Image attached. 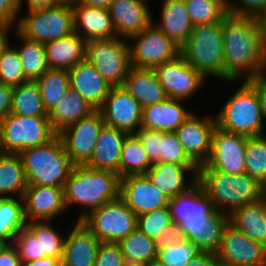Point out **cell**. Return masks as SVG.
Instances as JSON below:
<instances>
[{"label": "cell", "mask_w": 266, "mask_h": 266, "mask_svg": "<svg viewBox=\"0 0 266 266\" xmlns=\"http://www.w3.org/2000/svg\"><path fill=\"white\" fill-rule=\"evenodd\" d=\"M216 127L215 115L202 119L194 112L175 131L187 155L198 166L203 165L209 158L212 135Z\"/></svg>", "instance_id": "18"}, {"label": "cell", "mask_w": 266, "mask_h": 266, "mask_svg": "<svg viewBox=\"0 0 266 266\" xmlns=\"http://www.w3.org/2000/svg\"><path fill=\"white\" fill-rule=\"evenodd\" d=\"M99 245L100 241L93 233L81 221H76L65 238V266H94Z\"/></svg>", "instance_id": "27"}, {"label": "cell", "mask_w": 266, "mask_h": 266, "mask_svg": "<svg viewBox=\"0 0 266 266\" xmlns=\"http://www.w3.org/2000/svg\"><path fill=\"white\" fill-rule=\"evenodd\" d=\"M153 23L180 48L194 28L184 0H163L161 20Z\"/></svg>", "instance_id": "29"}, {"label": "cell", "mask_w": 266, "mask_h": 266, "mask_svg": "<svg viewBox=\"0 0 266 266\" xmlns=\"http://www.w3.org/2000/svg\"><path fill=\"white\" fill-rule=\"evenodd\" d=\"M68 72L70 88L77 91L95 110H99L111 89L107 81L86 59Z\"/></svg>", "instance_id": "24"}, {"label": "cell", "mask_w": 266, "mask_h": 266, "mask_svg": "<svg viewBox=\"0 0 266 266\" xmlns=\"http://www.w3.org/2000/svg\"><path fill=\"white\" fill-rule=\"evenodd\" d=\"M128 40H133L129 42L130 63L136 68L154 69L162 63L175 59L181 51V48L153 22Z\"/></svg>", "instance_id": "12"}, {"label": "cell", "mask_w": 266, "mask_h": 266, "mask_svg": "<svg viewBox=\"0 0 266 266\" xmlns=\"http://www.w3.org/2000/svg\"><path fill=\"white\" fill-rule=\"evenodd\" d=\"M99 111L106 125L128 134L141 128L143 107L122 86L111 87Z\"/></svg>", "instance_id": "16"}, {"label": "cell", "mask_w": 266, "mask_h": 266, "mask_svg": "<svg viewBox=\"0 0 266 266\" xmlns=\"http://www.w3.org/2000/svg\"><path fill=\"white\" fill-rule=\"evenodd\" d=\"M197 182L220 213L253 203L264 196V187L247 173L229 174L215 169H198Z\"/></svg>", "instance_id": "3"}, {"label": "cell", "mask_w": 266, "mask_h": 266, "mask_svg": "<svg viewBox=\"0 0 266 266\" xmlns=\"http://www.w3.org/2000/svg\"><path fill=\"white\" fill-rule=\"evenodd\" d=\"M104 124L101 112L95 110L58 133L74 166L89 162Z\"/></svg>", "instance_id": "14"}, {"label": "cell", "mask_w": 266, "mask_h": 266, "mask_svg": "<svg viewBox=\"0 0 266 266\" xmlns=\"http://www.w3.org/2000/svg\"><path fill=\"white\" fill-rule=\"evenodd\" d=\"M233 3L228 1V13L235 16L260 18L266 13V0H238Z\"/></svg>", "instance_id": "50"}, {"label": "cell", "mask_w": 266, "mask_h": 266, "mask_svg": "<svg viewBox=\"0 0 266 266\" xmlns=\"http://www.w3.org/2000/svg\"><path fill=\"white\" fill-rule=\"evenodd\" d=\"M113 0H77L71 4H84L87 6L107 8Z\"/></svg>", "instance_id": "61"}, {"label": "cell", "mask_w": 266, "mask_h": 266, "mask_svg": "<svg viewBox=\"0 0 266 266\" xmlns=\"http://www.w3.org/2000/svg\"><path fill=\"white\" fill-rule=\"evenodd\" d=\"M228 0H184L194 26L220 22L228 14Z\"/></svg>", "instance_id": "40"}, {"label": "cell", "mask_w": 266, "mask_h": 266, "mask_svg": "<svg viewBox=\"0 0 266 266\" xmlns=\"http://www.w3.org/2000/svg\"><path fill=\"white\" fill-rule=\"evenodd\" d=\"M247 136L216 127L208 160L199 169H215L233 175L245 173Z\"/></svg>", "instance_id": "15"}, {"label": "cell", "mask_w": 266, "mask_h": 266, "mask_svg": "<svg viewBox=\"0 0 266 266\" xmlns=\"http://www.w3.org/2000/svg\"><path fill=\"white\" fill-rule=\"evenodd\" d=\"M248 81L255 87L257 91L260 106L262 109L263 119L264 121H266V73L248 79Z\"/></svg>", "instance_id": "56"}, {"label": "cell", "mask_w": 266, "mask_h": 266, "mask_svg": "<svg viewBox=\"0 0 266 266\" xmlns=\"http://www.w3.org/2000/svg\"><path fill=\"white\" fill-rule=\"evenodd\" d=\"M156 162L198 166L186 153L175 132H162L159 141V159Z\"/></svg>", "instance_id": "44"}, {"label": "cell", "mask_w": 266, "mask_h": 266, "mask_svg": "<svg viewBox=\"0 0 266 266\" xmlns=\"http://www.w3.org/2000/svg\"><path fill=\"white\" fill-rule=\"evenodd\" d=\"M56 135L48 116L8 114L0 122V148L3 153H19L46 144Z\"/></svg>", "instance_id": "9"}, {"label": "cell", "mask_w": 266, "mask_h": 266, "mask_svg": "<svg viewBox=\"0 0 266 266\" xmlns=\"http://www.w3.org/2000/svg\"><path fill=\"white\" fill-rule=\"evenodd\" d=\"M27 186V178L19 154L1 152L0 198L13 197L16 193L18 197H23Z\"/></svg>", "instance_id": "33"}, {"label": "cell", "mask_w": 266, "mask_h": 266, "mask_svg": "<svg viewBox=\"0 0 266 266\" xmlns=\"http://www.w3.org/2000/svg\"><path fill=\"white\" fill-rule=\"evenodd\" d=\"M19 12V0H0V22L16 25Z\"/></svg>", "instance_id": "53"}, {"label": "cell", "mask_w": 266, "mask_h": 266, "mask_svg": "<svg viewBox=\"0 0 266 266\" xmlns=\"http://www.w3.org/2000/svg\"><path fill=\"white\" fill-rule=\"evenodd\" d=\"M107 8L121 38L129 39L153 22L146 0H113Z\"/></svg>", "instance_id": "21"}, {"label": "cell", "mask_w": 266, "mask_h": 266, "mask_svg": "<svg viewBox=\"0 0 266 266\" xmlns=\"http://www.w3.org/2000/svg\"><path fill=\"white\" fill-rule=\"evenodd\" d=\"M154 72L168 98L186 100L200 88L205 77L188 64L180 54L175 59L156 66Z\"/></svg>", "instance_id": "17"}, {"label": "cell", "mask_w": 266, "mask_h": 266, "mask_svg": "<svg viewBox=\"0 0 266 266\" xmlns=\"http://www.w3.org/2000/svg\"><path fill=\"white\" fill-rule=\"evenodd\" d=\"M27 185L64 187L73 164L57 134L48 143L22 150Z\"/></svg>", "instance_id": "4"}, {"label": "cell", "mask_w": 266, "mask_h": 266, "mask_svg": "<svg viewBox=\"0 0 266 266\" xmlns=\"http://www.w3.org/2000/svg\"><path fill=\"white\" fill-rule=\"evenodd\" d=\"M93 111L95 109L77 91L69 88L62 100L48 113V117L53 130L58 134Z\"/></svg>", "instance_id": "32"}, {"label": "cell", "mask_w": 266, "mask_h": 266, "mask_svg": "<svg viewBox=\"0 0 266 266\" xmlns=\"http://www.w3.org/2000/svg\"><path fill=\"white\" fill-rule=\"evenodd\" d=\"M125 264L118 243L100 242L94 266H125Z\"/></svg>", "instance_id": "49"}, {"label": "cell", "mask_w": 266, "mask_h": 266, "mask_svg": "<svg viewBox=\"0 0 266 266\" xmlns=\"http://www.w3.org/2000/svg\"><path fill=\"white\" fill-rule=\"evenodd\" d=\"M15 29L27 39L47 43L74 33L72 4L62 2L57 6L28 11L18 18Z\"/></svg>", "instance_id": "8"}, {"label": "cell", "mask_w": 266, "mask_h": 266, "mask_svg": "<svg viewBox=\"0 0 266 266\" xmlns=\"http://www.w3.org/2000/svg\"><path fill=\"white\" fill-rule=\"evenodd\" d=\"M264 196L266 197V188H264Z\"/></svg>", "instance_id": "66"}, {"label": "cell", "mask_w": 266, "mask_h": 266, "mask_svg": "<svg viewBox=\"0 0 266 266\" xmlns=\"http://www.w3.org/2000/svg\"><path fill=\"white\" fill-rule=\"evenodd\" d=\"M22 198L27 222L51 221L66 211L64 187L28 185Z\"/></svg>", "instance_id": "20"}, {"label": "cell", "mask_w": 266, "mask_h": 266, "mask_svg": "<svg viewBox=\"0 0 266 266\" xmlns=\"http://www.w3.org/2000/svg\"><path fill=\"white\" fill-rule=\"evenodd\" d=\"M24 0H19V7L21 10V7ZM28 11L36 10V9H42V8H50L57 6L58 4L62 3V0H26Z\"/></svg>", "instance_id": "58"}, {"label": "cell", "mask_w": 266, "mask_h": 266, "mask_svg": "<svg viewBox=\"0 0 266 266\" xmlns=\"http://www.w3.org/2000/svg\"><path fill=\"white\" fill-rule=\"evenodd\" d=\"M24 266H65L63 258L55 259L52 257H44L26 263Z\"/></svg>", "instance_id": "59"}, {"label": "cell", "mask_w": 266, "mask_h": 266, "mask_svg": "<svg viewBox=\"0 0 266 266\" xmlns=\"http://www.w3.org/2000/svg\"><path fill=\"white\" fill-rule=\"evenodd\" d=\"M113 37L86 43L85 59L111 87L122 86L131 67L129 41Z\"/></svg>", "instance_id": "10"}, {"label": "cell", "mask_w": 266, "mask_h": 266, "mask_svg": "<svg viewBox=\"0 0 266 266\" xmlns=\"http://www.w3.org/2000/svg\"><path fill=\"white\" fill-rule=\"evenodd\" d=\"M13 86L0 83V122L10 113Z\"/></svg>", "instance_id": "55"}, {"label": "cell", "mask_w": 266, "mask_h": 266, "mask_svg": "<svg viewBox=\"0 0 266 266\" xmlns=\"http://www.w3.org/2000/svg\"><path fill=\"white\" fill-rule=\"evenodd\" d=\"M199 166H186L169 162H154L145 173L152 185L170 199L188 191L197 182ZM192 173L189 184L185 174ZM188 184V185H187Z\"/></svg>", "instance_id": "22"}, {"label": "cell", "mask_w": 266, "mask_h": 266, "mask_svg": "<svg viewBox=\"0 0 266 266\" xmlns=\"http://www.w3.org/2000/svg\"><path fill=\"white\" fill-rule=\"evenodd\" d=\"M0 266H23L17 248L13 244L0 247Z\"/></svg>", "instance_id": "54"}, {"label": "cell", "mask_w": 266, "mask_h": 266, "mask_svg": "<svg viewBox=\"0 0 266 266\" xmlns=\"http://www.w3.org/2000/svg\"><path fill=\"white\" fill-rule=\"evenodd\" d=\"M26 81L19 53L8 43L0 55V83L14 87Z\"/></svg>", "instance_id": "43"}, {"label": "cell", "mask_w": 266, "mask_h": 266, "mask_svg": "<svg viewBox=\"0 0 266 266\" xmlns=\"http://www.w3.org/2000/svg\"><path fill=\"white\" fill-rule=\"evenodd\" d=\"M13 27V25L0 22V55L6 45L10 42L7 34L8 31Z\"/></svg>", "instance_id": "60"}, {"label": "cell", "mask_w": 266, "mask_h": 266, "mask_svg": "<svg viewBox=\"0 0 266 266\" xmlns=\"http://www.w3.org/2000/svg\"><path fill=\"white\" fill-rule=\"evenodd\" d=\"M229 223V214L218 212L202 232V252L216 253L223 232Z\"/></svg>", "instance_id": "48"}, {"label": "cell", "mask_w": 266, "mask_h": 266, "mask_svg": "<svg viewBox=\"0 0 266 266\" xmlns=\"http://www.w3.org/2000/svg\"><path fill=\"white\" fill-rule=\"evenodd\" d=\"M74 31L85 42L117 37L108 8L72 4Z\"/></svg>", "instance_id": "23"}, {"label": "cell", "mask_w": 266, "mask_h": 266, "mask_svg": "<svg viewBox=\"0 0 266 266\" xmlns=\"http://www.w3.org/2000/svg\"><path fill=\"white\" fill-rule=\"evenodd\" d=\"M142 107L165 101L168 96L153 69L131 66L122 85Z\"/></svg>", "instance_id": "28"}, {"label": "cell", "mask_w": 266, "mask_h": 266, "mask_svg": "<svg viewBox=\"0 0 266 266\" xmlns=\"http://www.w3.org/2000/svg\"><path fill=\"white\" fill-rule=\"evenodd\" d=\"M229 223L266 246V197L235 208L229 214Z\"/></svg>", "instance_id": "31"}, {"label": "cell", "mask_w": 266, "mask_h": 266, "mask_svg": "<svg viewBox=\"0 0 266 266\" xmlns=\"http://www.w3.org/2000/svg\"><path fill=\"white\" fill-rule=\"evenodd\" d=\"M224 80L236 82L266 73V50L258 18L235 16L223 18ZM242 75V76H241Z\"/></svg>", "instance_id": "1"}, {"label": "cell", "mask_w": 266, "mask_h": 266, "mask_svg": "<svg viewBox=\"0 0 266 266\" xmlns=\"http://www.w3.org/2000/svg\"><path fill=\"white\" fill-rule=\"evenodd\" d=\"M134 134L142 143L150 161L152 163L156 162L159 159V141L161 139L162 132L141 127Z\"/></svg>", "instance_id": "51"}, {"label": "cell", "mask_w": 266, "mask_h": 266, "mask_svg": "<svg viewBox=\"0 0 266 266\" xmlns=\"http://www.w3.org/2000/svg\"><path fill=\"white\" fill-rule=\"evenodd\" d=\"M264 48L266 50V13L259 18Z\"/></svg>", "instance_id": "62"}, {"label": "cell", "mask_w": 266, "mask_h": 266, "mask_svg": "<svg viewBox=\"0 0 266 266\" xmlns=\"http://www.w3.org/2000/svg\"><path fill=\"white\" fill-rule=\"evenodd\" d=\"M20 39L22 45L15 46L23 67L25 79L27 81H37L49 68L46 59V50L43 43L27 39L16 29L15 34ZM20 46V47H19Z\"/></svg>", "instance_id": "35"}, {"label": "cell", "mask_w": 266, "mask_h": 266, "mask_svg": "<svg viewBox=\"0 0 266 266\" xmlns=\"http://www.w3.org/2000/svg\"><path fill=\"white\" fill-rule=\"evenodd\" d=\"M182 102V99L167 98L165 101L143 107L141 127L175 132L193 113L184 108Z\"/></svg>", "instance_id": "26"}, {"label": "cell", "mask_w": 266, "mask_h": 266, "mask_svg": "<svg viewBox=\"0 0 266 266\" xmlns=\"http://www.w3.org/2000/svg\"><path fill=\"white\" fill-rule=\"evenodd\" d=\"M217 127L247 137L264 135L263 115L255 87L244 80L215 115Z\"/></svg>", "instance_id": "6"}, {"label": "cell", "mask_w": 266, "mask_h": 266, "mask_svg": "<svg viewBox=\"0 0 266 266\" xmlns=\"http://www.w3.org/2000/svg\"><path fill=\"white\" fill-rule=\"evenodd\" d=\"M187 266H221V263L214 253L201 252Z\"/></svg>", "instance_id": "57"}, {"label": "cell", "mask_w": 266, "mask_h": 266, "mask_svg": "<svg viewBox=\"0 0 266 266\" xmlns=\"http://www.w3.org/2000/svg\"><path fill=\"white\" fill-rule=\"evenodd\" d=\"M26 224L23 198H0V242L13 244L15 236Z\"/></svg>", "instance_id": "34"}, {"label": "cell", "mask_w": 266, "mask_h": 266, "mask_svg": "<svg viewBox=\"0 0 266 266\" xmlns=\"http://www.w3.org/2000/svg\"><path fill=\"white\" fill-rule=\"evenodd\" d=\"M221 266H265L266 246L249 238L230 223L215 253Z\"/></svg>", "instance_id": "13"}, {"label": "cell", "mask_w": 266, "mask_h": 266, "mask_svg": "<svg viewBox=\"0 0 266 266\" xmlns=\"http://www.w3.org/2000/svg\"><path fill=\"white\" fill-rule=\"evenodd\" d=\"M172 223L169 206L137 216V229L153 239Z\"/></svg>", "instance_id": "46"}, {"label": "cell", "mask_w": 266, "mask_h": 266, "mask_svg": "<svg viewBox=\"0 0 266 266\" xmlns=\"http://www.w3.org/2000/svg\"><path fill=\"white\" fill-rule=\"evenodd\" d=\"M169 209L172 221L181 225L186 238L202 252V232L218 213L203 187L196 182L188 191L170 199Z\"/></svg>", "instance_id": "7"}, {"label": "cell", "mask_w": 266, "mask_h": 266, "mask_svg": "<svg viewBox=\"0 0 266 266\" xmlns=\"http://www.w3.org/2000/svg\"><path fill=\"white\" fill-rule=\"evenodd\" d=\"M13 245L18 250L23 266L28 262L46 257L41 255L40 236H35L27 227L17 233Z\"/></svg>", "instance_id": "47"}, {"label": "cell", "mask_w": 266, "mask_h": 266, "mask_svg": "<svg viewBox=\"0 0 266 266\" xmlns=\"http://www.w3.org/2000/svg\"><path fill=\"white\" fill-rule=\"evenodd\" d=\"M180 54L205 78L212 75L224 81L223 19L213 24L194 26Z\"/></svg>", "instance_id": "5"}, {"label": "cell", "mask_w": 266, "mask_h": 266, "mask_svg": "<svg viewBox=\"0 0 266 266\" xmlns=\"http://www.w3.org/2000/svg\"><path fill=\"white\" fill-rule=\"evenodd\" d=\"M245 173L266 188V134L247 137Z\"/></svg>", "instance_id": "41"}, {"label": "cell", "mask_w": 266, "mask_h": 266, "mask_svg": "<svg viewBox=\"0 0 266 266\" xmlns=\"http://www.w3.org/2000/svg\"><path fill=\"white\" fill-rule=\"evenodd\" d=\"M128 135L123 130L104 124L86 166L112 171L120 176L121 151Z\"/></svg>", "instance_id": "25"}, {"label": "cell", "mask_w": 266, "mask_h": 266, "mask_svg": "<svg viewBox=\"0 0 266 266\" xmlns=\"http://www.w3.org/2000/svg\"><path fill=\"white\" fill-rule=\"evenodd\" d=\"M186 235L181 225L172 223L155 239L156 251L163 250L166 246L185 241Z\"/></svg>", "instance_id": "52"}, {"label": "cell", "mask_w": 266, "mask_h": 266, "mask_svg": "<svg viewBox=\"0 0 266 266\" xmlns=\"http://www.w3.org/2000/svg\"><path fill=\"white\" fill-rule=\"evenodd\" d=\"M201 251L189 240L166 246L157 253L156 261L164 266H187Z\"/></svg>", "instance_id": "45"}, {"label": "cell", "mask_w": 266, "mask_h": 266, "mask_svg": "<svg viewBox=\"0 0 266 266\" xmlns=\"http://www.w3.org/2000/svg\"><path fill=\"white\" fill-rule=\"evenodd\" d=\"M147 266H164L162 264H160L159 262H157L156 260L153 261L152 263L148 264Z\"/></svg>", "instance_id": "63"}, {"label": "cell", "mask_w": 266, "mask_h": 266, "mask_svg": "<svg viewBox=\"0 0 266 266\" xmlns=\"http://www.w3.org/2000/svg\"><path fill=\"white\" fill-rule=\"evenodd\" d=\"M125 266H147L146 264H129L126 263Z\"/></svg>", "instance_id": "64"}, {"label": "cell", "mask_w": 266, "mask_h": 266, "mask_svg": "<svg viewBox=\"0 0 266 266\" xmlns=\"http://www.w3.org/2000/svg\"><path fill=\"white\" fill-rule=\"evenodd\" d=\"M152 164L138 137L135 134H129L122 146L120 178L145 174Z\"/></svg>", "instance_id": "39"}, {"label": "cell", "mask_w": 266, "mask_h": 266, "mask_svg": "<svg viewBox=\"0 0 266 266\" xmlns=\"http://www.w3.org/2000/svg\"><path fill=\"white\" fill-rule=\"evenodd\" d=\"M9 114L20 116H48L36 81L14 86Z\"/></svg>", "instance_id": "36"}, {"label": "cell", "mask_w": 266, "mask_h": 266, "mask_svg": "<svg viewBox=\"0 0 266 266\" xmlns=\"http://www.w3.org/2000/svg\"><path fill=\"white\" fill-rule=\"evenodd\" d=\"M51 221H30L26 227L35 235L40 236L41 255L55 259L63 258L66 236H61Z\"/></svg>", "instance_id": "42"}, {"label": "cell", "mask_w": 266, "mask_h": 266, "mask_svg": "<svg viewBox=\"0 0 266 266\" xmlns=\"http://www.w3.org/2000/svg\"><path fill=\"white\" fill-rule=\"evenodd\" d=\"M44 107L49 113L62 100L70 88L69 72L65 69L48 68L36 81Z\"/></svg>", "instance_id": "38"}, {"label": "cell", "mask_w": 266, "mask_h": 266, "mask_svg": "<svg viewBox=\"0 0 266 266\" xmlns=\"http://www.w3.org/2000/svg\"><path fill=\"white\" fill-rule=\"evenodd\" d=\"M44 45L49 68L70 70L85 59L86 42L75 32Z\"/></svg>", "instance_id": "30"}, {"label": "cell", "mask_w": 266, "mask_h": 266, "mask_svg": "<svg viewBox=\"0 0 266 266\" xmlns=\"http://www.w3.org/2000/svg\"><path fill=\"white\" fill-rule=\"evenodd\" d=\"M120 176L112 171L93 169L86 165H75L64 186L66 209L73 204L88 207V212L79 214L81 221L88 213L104 203L120 196Z\"/></svg>", "instance_id": "2"}, {"label": "cell", "mask_w": 266, "mask_h": 266, "mask_svg": "<svg viewBox=\"0 0 266 266\" xmlns=\"http://www.w3.org/2000/svg\"><path fill=\"white\" fill-rule=\"evenodd\" d=\"M77 0H62V2H68V3H73L76 2Z\"/></svg>", "instance_id": "65"}, {"label": "cell", "mask_w": 266, "mask_h": 266, "mask_svg": "<svg viewBox=\"0 0 266 266\" xmlns=\"http://www.w3.org/2000/svg\"><path fill=\"white\" fill-rule=\"evenodd\" d=\"M120 197L138 216L169 206L170 198L152 185L145 174L120 179Z\"/></svg>", "instance_id": "19"}, {"label": "cell", "mask_w": 266, "mask_h": 266, "mask_svg": "<svg viewBox=\"0 0 266 266\" xmlns=\"http://www.w3.org/2000/svg\"><path fill=\"white\" fill-rule=\"evenodd\" d=\"M81 222L100 242L118 243L137 228V215L119 196L88 213Z\"/></svg>", "instance_id": "11"}, {"label": "cell", "mask_w": 266, "mask_h": 266, "mask_svg": "<svg viewBox=\"0 0 266 266\" xmlns=\"http://www.w3.org/2000/svg\"><path fill=\"white\" fill-rule=\"evenodd\" d=\"M125 262L129 264H150L157 259L154 239L137 228L118 242Z\"/></svg>", "instance_id": "37"}]
</instances>
